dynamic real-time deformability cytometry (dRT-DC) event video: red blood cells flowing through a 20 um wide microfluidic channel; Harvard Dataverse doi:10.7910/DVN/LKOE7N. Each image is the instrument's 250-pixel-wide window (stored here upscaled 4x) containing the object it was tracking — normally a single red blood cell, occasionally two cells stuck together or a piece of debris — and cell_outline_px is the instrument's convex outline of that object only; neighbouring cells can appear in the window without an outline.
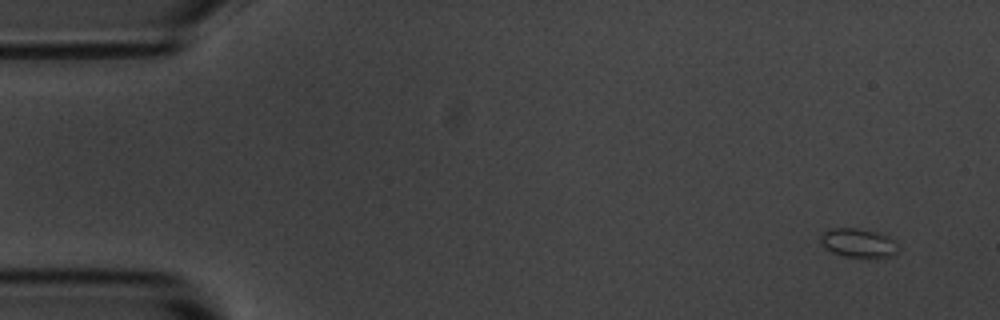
{"species": "common noctule bat (a hibernating species)", "species_latin": "Nyctalus noctula", "temperature_condition": "room temperature", "stored_images_in_passage": 6, "camera_frame_rate_fps": 3000, "um_per_image_px": 0.085, "animal": {"sex": "male", "body_mass_g": 20.1, "forearm_length_mm": 53.5}, "frame": {"image": 1, "passage_image": 1, "time_ms": 0.0, "image_size_px": [1000, 320], "cell_outline_px": [[900, 248], [892, 256], [868, 260], [844, 256], [832, 252], [820, 240], [820, 236], [824, 232], [832, 228], [856, 228], [880, 232], [896, 240]], "centroid_in_image_um": [73.06, 20.68], "position_along_channel_um": 11.9, "area_um2": 13.58}}